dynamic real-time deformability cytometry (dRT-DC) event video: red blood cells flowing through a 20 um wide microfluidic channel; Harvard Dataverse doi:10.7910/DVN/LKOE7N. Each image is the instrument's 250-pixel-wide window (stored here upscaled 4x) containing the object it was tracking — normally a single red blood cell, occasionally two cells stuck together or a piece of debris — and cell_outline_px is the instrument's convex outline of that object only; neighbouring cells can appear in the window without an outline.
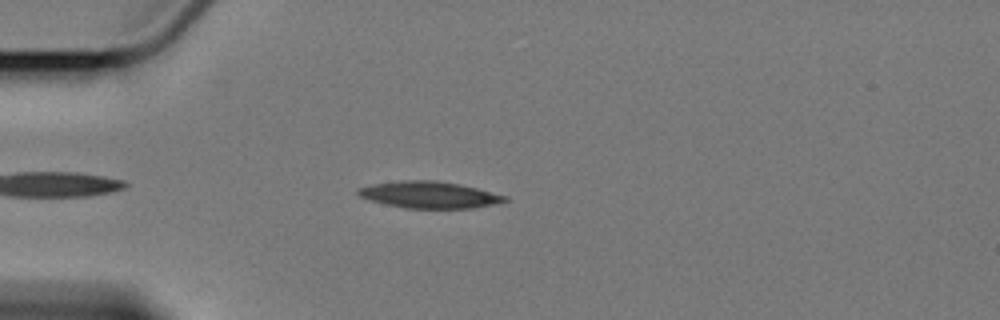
{"species": "Egyptian fruit bat (a non-hibernating species)", "species_latin": "Rousettus aegyptiacus", "temperature_condition": "cold", "stored_images_in_passage": 5, "camera_frame_rate_fps": 3000, "um_per_image_px": 0.085, "animal": {"sex": "female"}, "frame": {"image": 1, "passage_image": 5, "time_ms": 4.667, "image_size_px": [1000, 320], "cell_outline_px": [[512, 200], [472, 208], [404, 208], [372, 200], [360, 196], [356, 192], [356, 188], [372, 184], [404, 180], [436, 180], [460, 184], [508, 196]], "centroid_in_image_um": [36.52, 16.55], "position_along_channel_um": 48.5, "area_um2": 22.72}}